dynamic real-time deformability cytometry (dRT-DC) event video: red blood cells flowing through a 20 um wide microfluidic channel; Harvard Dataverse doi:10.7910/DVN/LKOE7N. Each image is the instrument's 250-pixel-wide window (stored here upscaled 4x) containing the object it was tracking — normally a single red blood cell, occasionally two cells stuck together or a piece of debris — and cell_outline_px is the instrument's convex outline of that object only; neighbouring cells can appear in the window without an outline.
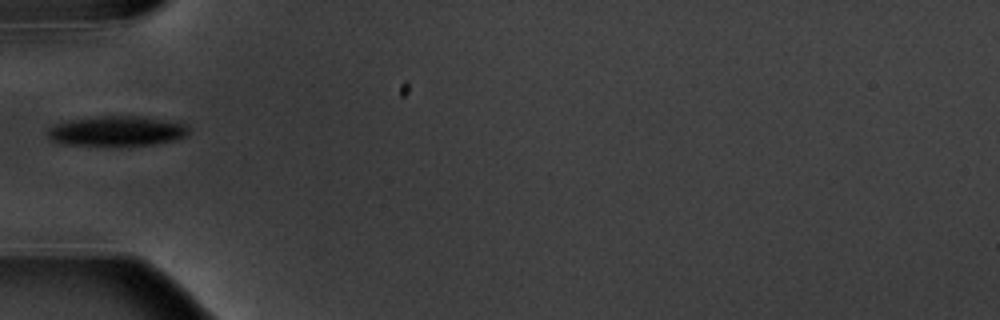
{"species": "common noctule bat (a hibernating species)", "species_latin": "Nyctalus noctula", "temperature_condition": "warm", "stored_images_in_passage": 1, "camera_frame_rate_fps": 3000, "um_per_image_px": 0.085, "animal": {"sex": "male", "body_mass_g": 20.1, "forearm_length_mm": 53.5}, "frame": {"image": 1, "passage_image": 1, "time_ms": 0.0, "image_size_px": [1000, 320], "cell_outline_px": [[188, 136], [172, 140], [152, 144], [64, 144], [52, 140], [44, 132], [48, 128], [56, 124], [72, 120], [100, 116], [140, 116], [188, 124]], "centroid_in_image_um": [9.94, 11.12], "position_along_channel_um": 75.1, "area_um2": 24.04}}